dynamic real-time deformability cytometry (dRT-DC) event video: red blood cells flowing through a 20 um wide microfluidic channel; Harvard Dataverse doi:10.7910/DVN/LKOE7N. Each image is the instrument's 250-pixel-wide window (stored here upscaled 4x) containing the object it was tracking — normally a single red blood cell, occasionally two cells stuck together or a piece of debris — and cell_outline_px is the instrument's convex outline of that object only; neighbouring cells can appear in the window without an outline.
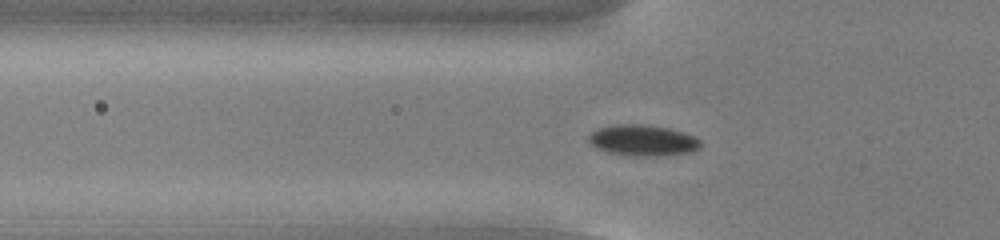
{"species": "common noctule bat (a hibernating species)", "species_latin": "Nyctalus noctula", "temperature_condition": "cold", "stored_images_in_passage": 52, "camera_frame_rate_fps": 3000, "um_per_image_px": 0.085, "animal": {"sex": "male", "body_mass_g": 13.0, "forearm_length_mm": 53.1}, "frame": {"image": 1, "passage_image": 17, "time_ms": 5.333, "image_size_px": [1000, 240], "cell_outline_px": [[700, 148], [692, 152], [664, 156], [632, 156], [608, 152], [596, 148], [588, 140], [588, 136], [596, 128], [616, 124], [644, 124], [668, 128], [684, 132], [696, 136], [700, 140]], "centroid_in_image_um": [54.66, 11.93], "position_along_channel_um": 71.1, "area_um2": 20.52}}
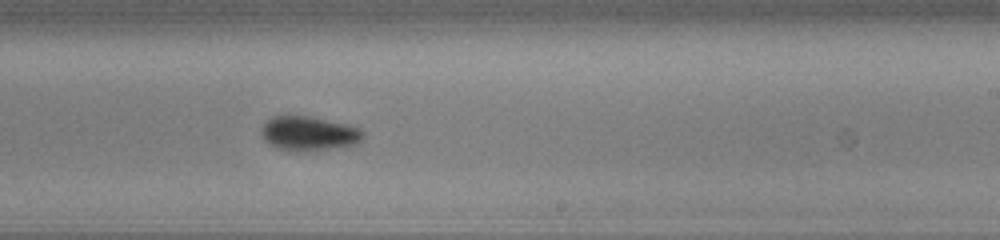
{"frame": {"image": 2, "passage_image": 32, "time_ms": 10.333, "image_size_px": [1000, 240], "cell_outline_px": [[364, 136], [356, 144], [316, 152], [296, 152], [276, 148], [268, 144], [264, 140], [260, 132], [260, 128], [272, 116], [308, 116], [348, 124], [360, 128], [364, 132]], "centroid_in_image_um": [26.24, 11.38], "position_along_channel_um": 262.8, "area_um2": 20.87}}
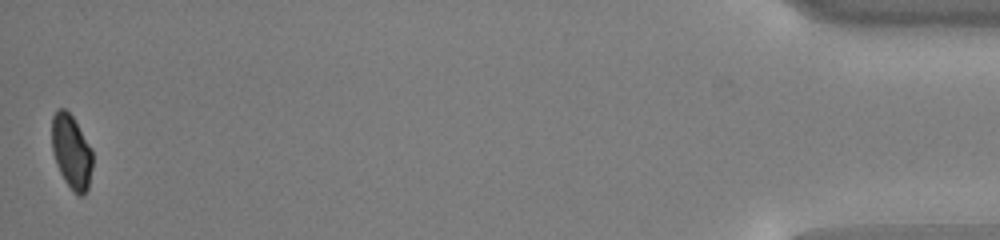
{"frame": {"image": 3, "passage_image": 52, "time_ms": 17.0, "image_size_px": [1000, 240], "cell_outline_px": [[92, 168], [88, 188], [84, 196], [76, 196], [64, 180], [56, 164], [52, 152], [52, 116], [56, 108], [64, 108], [72, 116], [92, 148]], "centroid_in_image_um": [6.07, 12.91], "position_along_channel_um": 429.1, "area_um2": 17.8}, "authors_computed_cell_mechanics": {"area_um2": 19.2763, "velocity_mm_per_s": 3.8504, "shape_relaxation_time_tau1_ms": 6.0921, "shape_relaxation_time_tau2_ms": null, "deformation_change_tau1": 0.1357, "deformation_change_tau2": null}}